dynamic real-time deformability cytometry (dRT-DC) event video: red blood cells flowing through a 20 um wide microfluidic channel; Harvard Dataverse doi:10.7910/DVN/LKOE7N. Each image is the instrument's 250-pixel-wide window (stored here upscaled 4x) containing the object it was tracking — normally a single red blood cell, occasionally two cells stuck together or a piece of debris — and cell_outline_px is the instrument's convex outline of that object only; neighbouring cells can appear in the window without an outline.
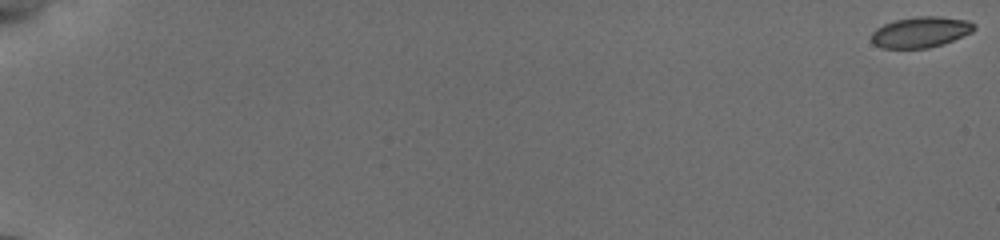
{"species": "common noctule bat (a hibernating species)", "species_latin": "Nyctalus noctula", "temperature_condition": "cold", "stored_images_in_passage": 59, "camera_frame_rate_fps": 3000, "um_per_image_px": 0.085, "animal": {"sex": "female", "body_mass_g": 19.5, "forearm_length_mm": 54.1}, "frame": {"image": 1, "passage_image": 1, "time_ms": 0.0, "image_size_px": [1000, 240], "cell_outline_px": [[976, 28], [972, 32], [952, 40], [928, 48], [884, 48], [872, 44], [872, 32], [876, 28], [884, 24], [896, 20], [916, 16], [940, 16], [968, 20], [976, 24]], "centroid_in_image_um": [78.26, 2.72], "position_along_channel_um": 6.7, "area_um2": 18.38}}
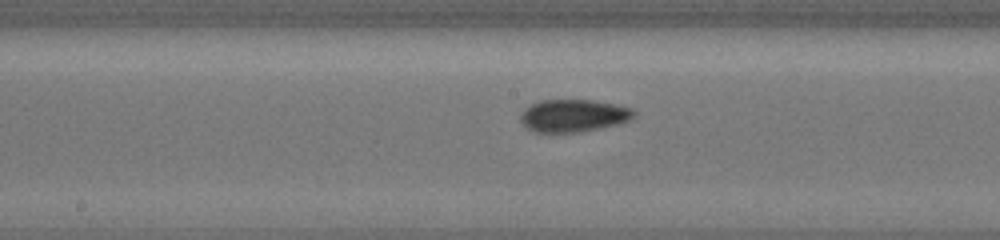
{"frame": {"image": 2, "passage_image": 37, "time_ms": 10.667, "image_size_px": [1000, 240], "cell_outline_px": [[636, 116], [628, 120], [616, 124], [576, 132], [536, 132], [528, 128], [520, 120], [520, 112], [524, 108], [540, 100], [592, 100], [632, 108], [636, 112]], "centroid_in_image_um": [48.71, 9.81], "position_along_channel_um": 199.5, "area_um2": 21.21}}
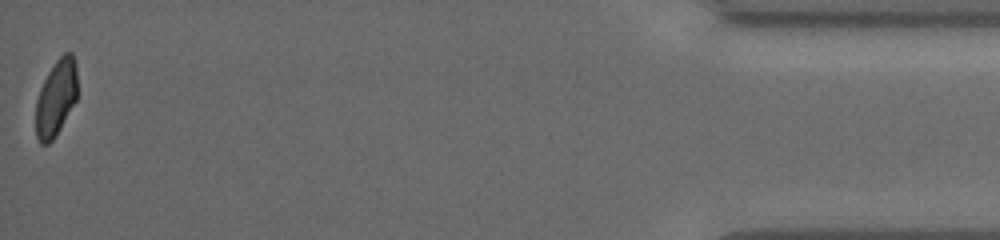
{"frame": {"image": 3, "passage_image": 58, "time_ms": 18.667, "image_size_px": [1000, 240], "cell_outline_px": [[76, 100], [60, 128], [52, 140], [48, 144], [40, 144], [36, 136], [36, 100], [40, 88], [48, 72], [56, 60], [64, 52], [72, 52], [76, 64]], "centroid_in_image_um": [4.75, 8.31], "position_along_channel_um": 430.4, "area_um2": 18.32}, "authors_computed_cell_mechanics": {"area_um2": 19.4208, "velocity_mm_per_s": 3.8388, "shape_relaxation_time_tau1_ms": 10.4147, "shape_relaxation_time_tau2_ms": 1.6222, "deformation_change_tau1": 0.1387, "deformation_change_tau2": 0.0617}}